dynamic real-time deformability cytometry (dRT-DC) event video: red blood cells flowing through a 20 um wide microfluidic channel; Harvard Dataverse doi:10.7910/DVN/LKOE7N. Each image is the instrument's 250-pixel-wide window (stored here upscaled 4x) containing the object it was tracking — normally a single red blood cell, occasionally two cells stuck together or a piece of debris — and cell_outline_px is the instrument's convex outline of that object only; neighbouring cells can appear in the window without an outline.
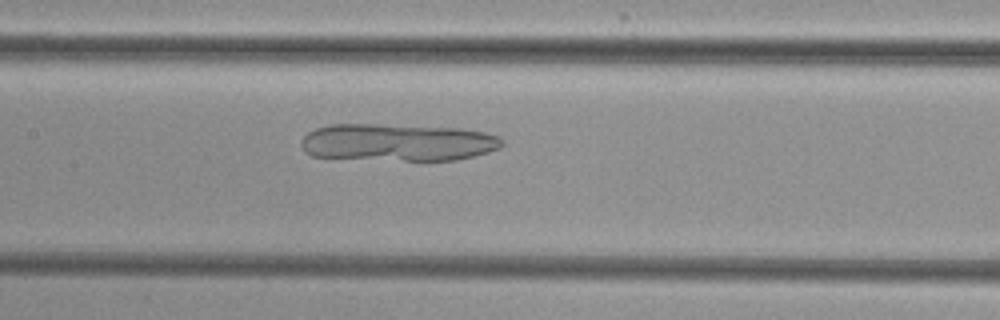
{"species": "common noctule bat (a hibernating species)", "species_latin": "Nyctalus noctula", "temperature_condition": "cold", "stored_images_in_passage": 54, "camera_frame_rate_fps": 3000, "um_per_image_px": 0.085, "animal": {"sex": "female", "body_mass_g": 29.2, "forearm_length_mm": 56.3}, "frame": {"image": 1, "passage_image": 27, "time_ms": 8.667, "image_size_px": [1000, 320], "cell_outline_px": [[504, 144], [500, 148], [488, 152], [456, 160], [404, 160], [312, 156], [304, 152], [300, 144], [300, 140], [308, 132], [316, 128], [332, 124], [376, 124], [460, 128], [484, 132], [500, 136], [504, 140]], "centroid_in_image_um": [33.82, 12.09], "position_along_channel_um": 173.6, "area_um2": 43.75}}
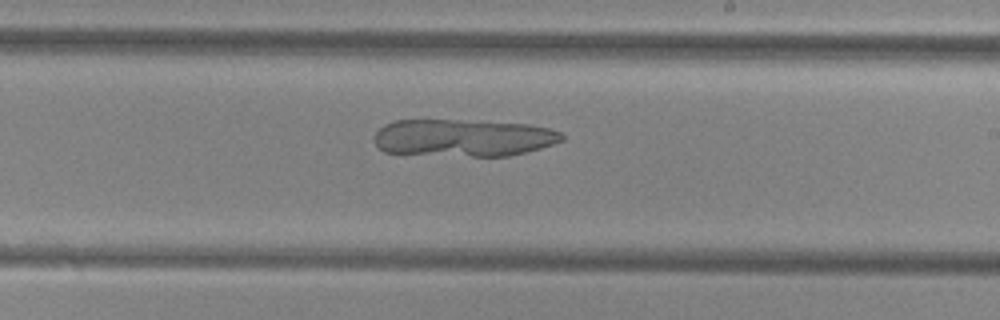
{"frame": {"image": 2, "passage_image": 33, "time_ms": 10.667, "image_size_px": [1000, 320], "cell_outline_px": [[564, 140], [540, 148], [508, 156], [472, 156], [384, 152], [372, 140], [372, 136], [384, 124], [392, 120], [456, 120], [532, 124], [548, 128], [560, 132], [564, 136]], "centroid_in_image_um": [39.36, 11.7], "position_along_channel_um": 249.6, "area_um2": 40.75}}
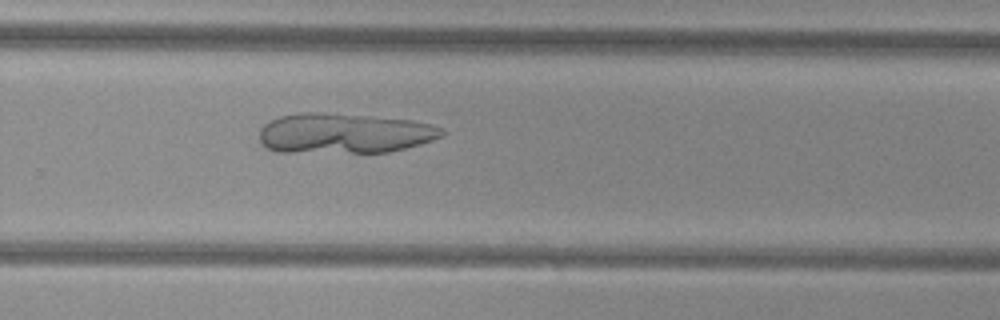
{"frame": {"image": 3, "passage_image": 37, "time_ms": 12.0, "image_size_px": [1000, 320], "cell_outline_px": [[444, 136], [420, 144], [388, 152], [276, 152], [264, 148], [260, 144], [260, 128], [264, 124], [280, 116], [296, 112], [324, 112], [372, 116], [412, 120], [432, 124], [444, 128]], "centroid_in_image_um": [29.24, 11.32], "position_along_channel_um": 300.6, "area_um2": 43.18}}